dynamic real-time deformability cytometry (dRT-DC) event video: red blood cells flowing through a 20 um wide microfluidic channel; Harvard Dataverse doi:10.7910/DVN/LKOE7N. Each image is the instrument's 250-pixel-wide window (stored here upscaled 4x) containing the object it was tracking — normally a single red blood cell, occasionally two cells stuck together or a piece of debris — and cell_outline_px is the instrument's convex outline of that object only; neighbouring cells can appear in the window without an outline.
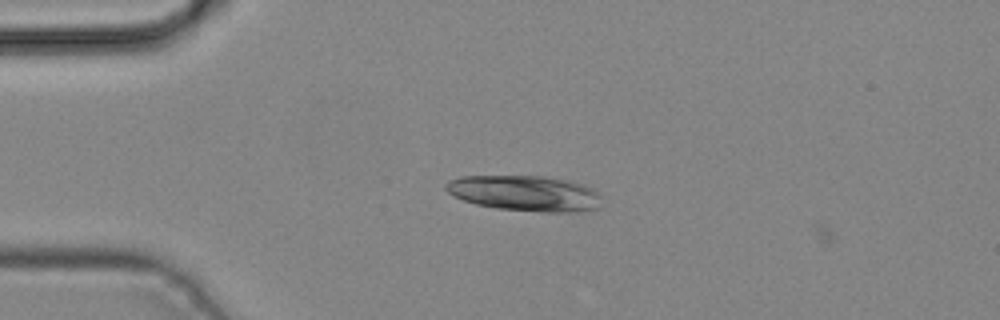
{"species": "common noctule bat (a hibernating species)", "species_latin": "Nyctalus noctula", "temperature_condition": "cold", "stored_images_in_passage": 3, "camera_frame_rate_fps": 3000, "um_per_image_px": 0.085, "animal": {"sex": "male", "body_mass_g": 19.2, "forearm_length_mm": 51.8}, "frame": {"image": 1, "passage_image": 2, "time_ms": 0.333, "image_size_px": [1000, 320], "cell_outline_px": [[600, 196], [596, 208], [580, 212], [544, 212], [496, 208], [476, 204], [464, 200], [448, 192], [444, 188], [444, 184], [448, 180], [460, 176], [544, 176], [568, 180], [592, 188]], "centroid_in_image_um": [44.58, 16.42], "position_along_channel_um": 40.4, "area_um2": 32.14}}